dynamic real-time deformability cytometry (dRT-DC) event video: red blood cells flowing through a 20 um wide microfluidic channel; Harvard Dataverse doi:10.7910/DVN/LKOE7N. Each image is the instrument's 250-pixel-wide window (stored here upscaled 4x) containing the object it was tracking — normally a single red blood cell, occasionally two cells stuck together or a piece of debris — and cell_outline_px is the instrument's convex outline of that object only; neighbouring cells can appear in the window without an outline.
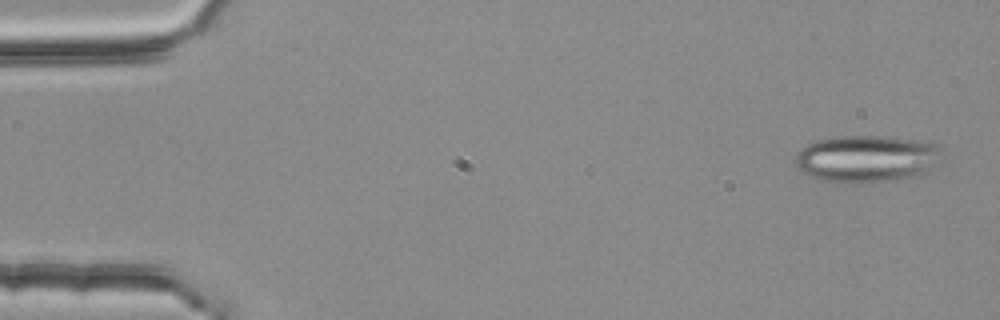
{"species": "common noctule bat (a hibernating species)", "species_latin": "Nyctalus noctula", "temperature_condition": "room temperature", "stored_images_in_passage": 3, "camera_frame_rate_fps": 3000, "um_per_image_px": 0.085, "animal": {"sex": "female", "body_mass_g": 25.1}, "frame": {"image": 1, "passage_image": 1, "time_ms": 0.0, "image_size_px": [1000, 320], "cell_outline_px": [[940, 144], [924, 172], [920, 176], [900, 180], [864, 184], [852, 184], [824, 180], [812, 176], [804, 172], [796, 164], [796, 156], [808, 144], [816, 140], [836, 136], [876, 136], [912, 140]], "centroid_in_image_um": [73.57, 13.52], "position_along_channel_um": 11.4, "area_um2": 39.25}}